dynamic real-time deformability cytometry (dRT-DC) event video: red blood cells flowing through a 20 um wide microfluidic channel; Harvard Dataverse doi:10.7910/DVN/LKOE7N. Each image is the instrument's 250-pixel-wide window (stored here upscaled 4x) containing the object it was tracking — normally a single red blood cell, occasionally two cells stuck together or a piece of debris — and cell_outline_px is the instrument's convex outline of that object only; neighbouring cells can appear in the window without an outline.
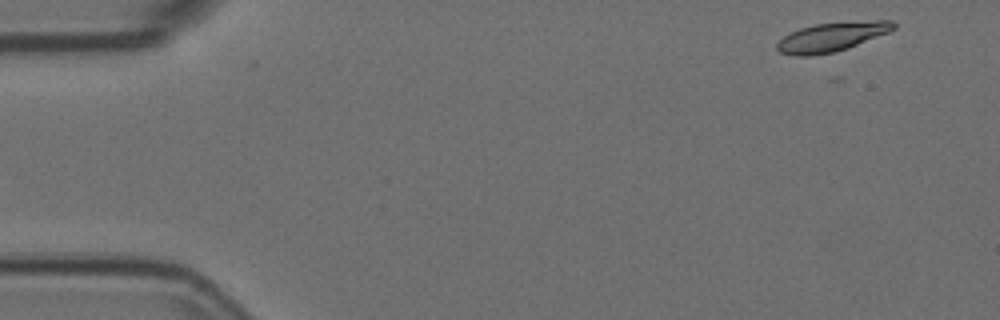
{"species": "Egyptian fruit bat (a non-hibernating species)", "species_latin": "Rousettus aegyptiacus", "temperature_condition": "room temperature", "stored_images_in_passage": 6, "camera_frame_rate_fps": 3000, "um_per_image_px": 0.085, "animal": {"sex": "female"}, "frame": {"image": 1, "passage_image": 1, "time_ms": 0.0, "image_size_px": [1000, 320], "cell_outline_px": [[896, 28], [888, 32], [848, 48], [832, 52], [812, 56], [796, 56], [780, 52], [776, 48], [776, 44], [784, 36], [800, 28], [816, 24], [876, 20], [892, 20], [896, 24]], "centroid_in_image_um": [70.7, 3.14], "position_along_channel_um": 14.3, "area_um2": 19.54}}